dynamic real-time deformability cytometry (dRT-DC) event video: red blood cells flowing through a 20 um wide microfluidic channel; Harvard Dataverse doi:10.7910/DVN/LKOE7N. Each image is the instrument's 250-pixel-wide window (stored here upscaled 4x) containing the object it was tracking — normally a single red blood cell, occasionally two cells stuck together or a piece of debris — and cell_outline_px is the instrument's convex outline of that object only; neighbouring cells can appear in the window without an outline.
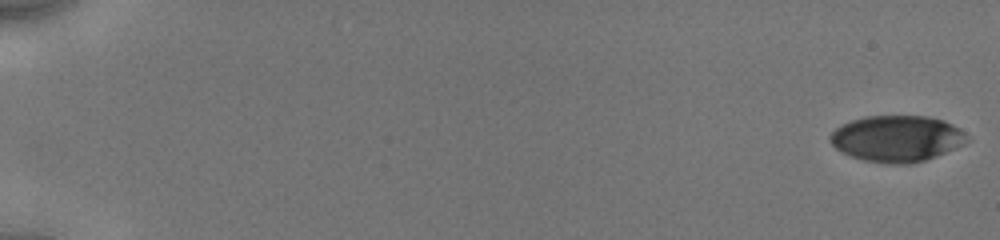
{"species": "human", "species_latin": "Homo sapiens", "temperature_condition": "cold", "stored_images_in_passage": 64, "camera_frame_rate_fps": 3000, "um_per_image_px": 0.085, "donor": {"sex": "male"}, "frame": {"image": 1, "passage_image": 1, "time_ms": 0.0, "image_size_px": [1000, 240], "cell_outline_px": [[972, 140], [956, 148], [936, 156], [924, 160], [908, 164], [888, 164], [864, 160], [852, 156], [836, 148], [832, 144], [828, 136], [840, 124], [864, 116], [928, 116], [944, 120], [952, 124], [964, 132]], "centroid_in_image_um": [76.26, 11.77], "position_along_channel_um": 8.7, "area_um2": 36.99}}
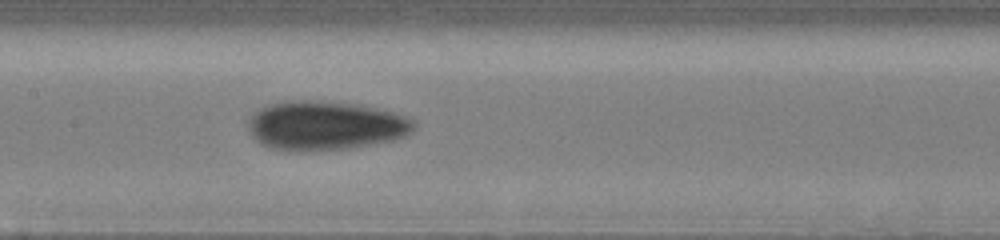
{"frame": {"image": 2, "passage_image": 38, "time_ms": 9.333, "image_size_px": [1000, 240], "cell_outline_px": [[416, 128], [412, 132], [404, 136], [392, 140], [348, 148], [304, 152], [272, 148], [260, 144], [252, 136], [248, 128], [248, 120], [260, 108], [272, 104], [292, 100], [304, 100], [356, 104], [392, 112], [416, 120]], "centroid_in_image_um": [27.65, 10.69], "position_along_channel_um": 179.7, "area_um2": 47.16}}
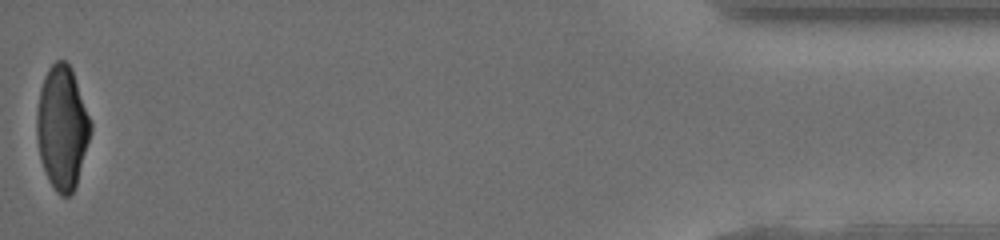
{"frame": {"image": 3, "passage_image": 64, "time_ms": 17.667, "image_size_px": [1000, 240], "cell_outline_px": [[92, 128], [76, 184], [72, 192], [68, 196], [60, 196], [56, 192], [48, 180], [40, 160], [36, 140], [36, 112], [40, 88], [44, 76], [48, 68], [56, 60], [64, 60], [72, 68], [92, 120]], "centroid_in_image_um": [5.27, 10.82], "position_along_channel_um": 429.9, "area_um2": 39.13}, "authors_computed_cell_mechanics": {"area_um2": 41.327, "velocity_mm_per_s": 3.9463, "shape_relaxation_time_tau1_ms": 4.1487, "shape_relaxation_time_tau2_ms": 2.4829, "deformation_change_tau1": 0.1485, "deformation_change_tau2": 0.0828}}